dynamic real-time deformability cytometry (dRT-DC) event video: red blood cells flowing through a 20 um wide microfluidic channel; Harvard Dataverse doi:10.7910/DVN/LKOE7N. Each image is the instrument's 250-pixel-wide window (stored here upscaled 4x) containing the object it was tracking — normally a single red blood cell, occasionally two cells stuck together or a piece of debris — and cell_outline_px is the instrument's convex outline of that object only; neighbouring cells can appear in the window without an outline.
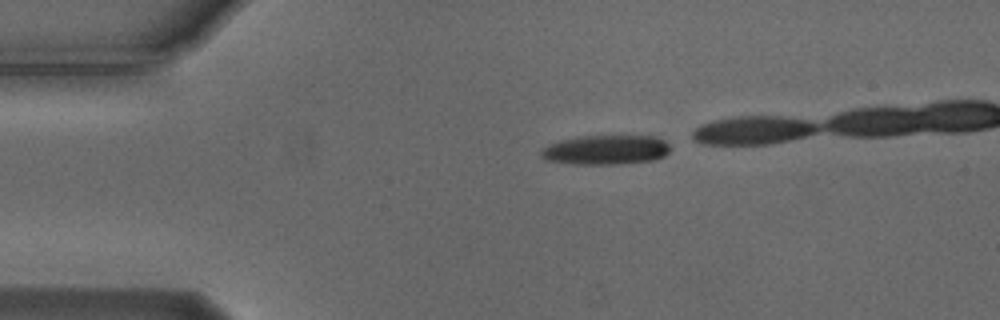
{"species": "Egyptian fruit bat (a non-hibernating species)", "species_latin": "Rousettus aegyptiacus", "temperature_condition": "cold", "stored_images_in_passage": 13, "camera_frame_rate_fps": 3000, "um_per_image_px": 0.085, "animal": {"sex": "male"}, "frame": {"image": 1, "passage_image": 1, "time_ms": 0.0, "image_size_px": [1000, 320], "cell_outline_px": [[668, 152], [664, 156], [656, 160], [620, 164], [572, 164], [548, 160], [540, 156], [540, 148], [548, 144], [560, 140], [580, 136], [656, 136], [664, 140], [668, 144]], "centroid_in_image_um": [51.47, 12.74], "position_along_channel_um": 33.5, "area_um2": 22.37}}
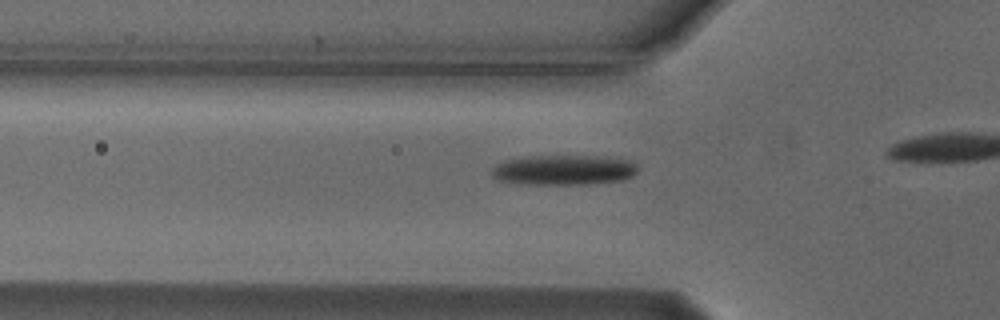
{"frame": {"image": 2, "passage_image": 8, "time_ms": 2.333, "image_size_px": [1000, 320], "cell_outline_px": [[636, 172], [632, 176], [624, 180], [592, 184], [528, 184], [500, 180], [492, 176], [492, 168], [496, 164], [504, 160], [528, 156], [600, 156], [632, 160], [636, 164]], "centroid_in_image_um": [47.95, 14.44], "position_along_channel_um": 77.9, "area_um2": 25.66}}
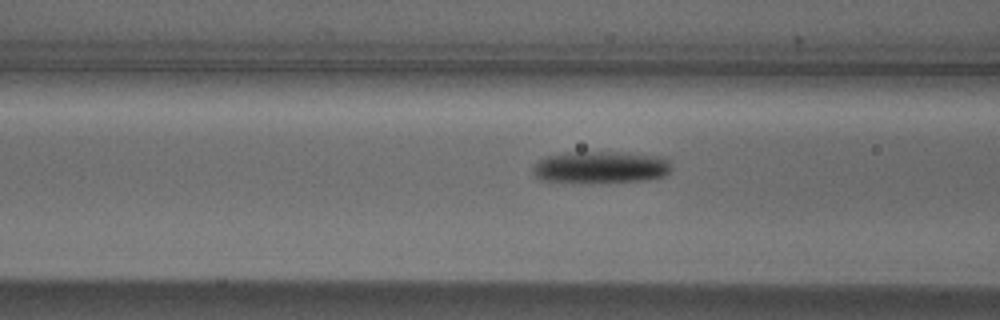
{"frame": {"image": 3, "passage_image": 11, "time_ms": 3.333, "image_size_px": [1000, 320], "cell_outline_px": [[672, 168], [664, 176], [648, 180], [588, 184], [540, 180], [532, 176], [532, 164], [548, 156], [568, 152], [616, 152], [664, 156], [668, 160]], "centroid_in_image_um": [51.02, 14.24], "position_along_channel_um": 115.6, "area_um2": 26.65}}